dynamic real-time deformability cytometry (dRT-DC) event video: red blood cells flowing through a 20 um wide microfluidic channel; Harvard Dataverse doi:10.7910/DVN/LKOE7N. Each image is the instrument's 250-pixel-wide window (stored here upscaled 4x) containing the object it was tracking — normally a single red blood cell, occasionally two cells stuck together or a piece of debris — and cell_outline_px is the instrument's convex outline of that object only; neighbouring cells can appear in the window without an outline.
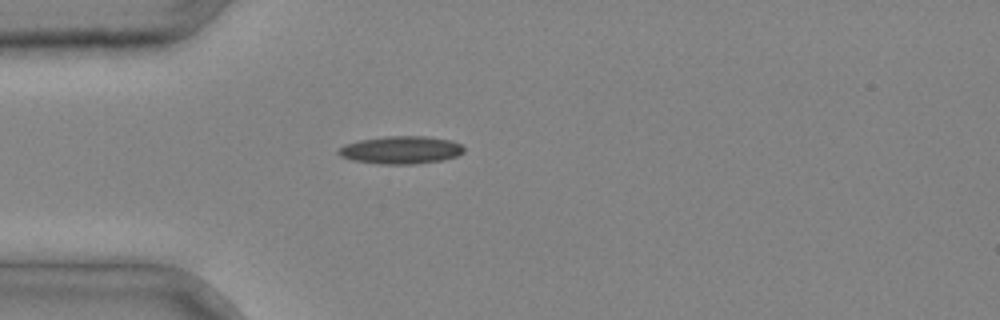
{"species": "common noctule bat (a hibernating species)", "species_latin": "Nyctalus noctula", "temperature_condition": "cold", "stored_images_in_passage": 1, "camera_frame_rate_fps": 3000, "um_per_image_px": 0.085, "animal": {"sex": "male", "body_mass_g": 20.4}, "frame": {"image": 1, "passage_image": 1, "time_ms": 0.0, "image_size_px": [1000, 320], "cell_outline_px": [[464, 152], [456, 156], [440, 160], [412, 164], [380, 164], [352, 160], [340, 156], [336, 152], [344, 144], [360, 140], [388, 136], [424, 136], [452, 140], [460, 144], [464, 148]], "centroid_in_image_um": [34.06, 12.74], "position_along_channel_um": 50.9, "area_um2": 20.17}}